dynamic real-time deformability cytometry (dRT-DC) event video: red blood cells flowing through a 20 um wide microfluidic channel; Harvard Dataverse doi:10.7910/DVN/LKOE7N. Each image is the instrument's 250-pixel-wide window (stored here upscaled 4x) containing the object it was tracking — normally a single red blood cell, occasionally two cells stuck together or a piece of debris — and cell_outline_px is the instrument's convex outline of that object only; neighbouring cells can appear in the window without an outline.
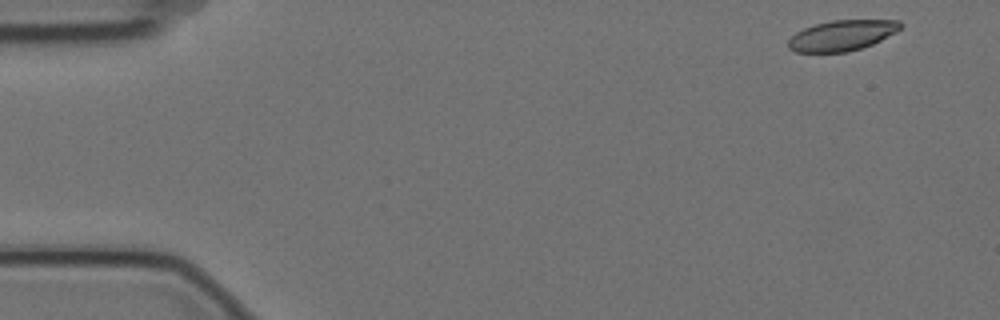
{"species": "Egyptian fruit bat (a non-hibernating species)", "species_latin": "Rousettus aegyptiacus", "temperature_condition": "cold", "stored_images_in_passage": 4, "camera_frame_rate_fps": 3000, "um_per_image_px": 0.085, "animal": {"sex": "female"}, "frame": {"image": 1, "passage_image": 1, "time_ms": 0.0, "image_size_px": [1000, 320], "cell_outline_px": [[904, 24], [896, 32], [872, 44], [848, 52], [796, 52], [788, 48], [788, 40], [796, 32], [804, 28], [816, 24], [832, 20], [900, 20]], "centroid_in_image_um": [71.57, 3.01], "position_along_channel_um": 13.4, "area_um2": 19.88}}
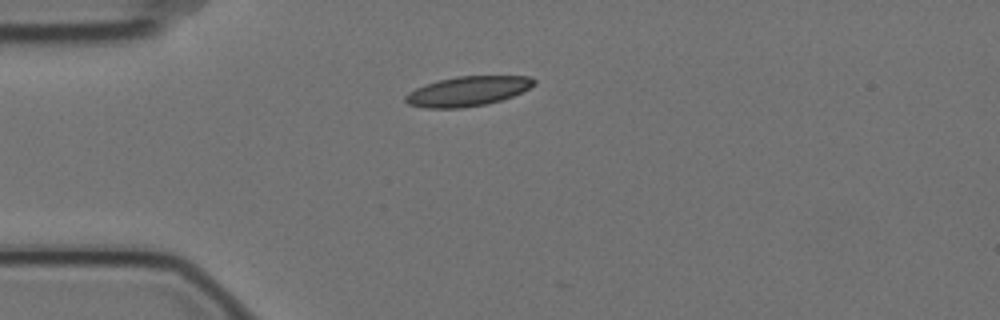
{"frame": {"image": 2, "passage_image": 4, "time_ms": 1.0, "image_size_px": [1000, 320], "cell_outline_px": [[536, 84], [512, 96], [488, 104], [464, 108], [424, 108], [408, 104], [404, 100], [404, 96], [408, 92], [416, 88], [440, 80], [456, 76], [532, 76], [536, 80]], "centroid_in_image_um": [39.75, 7.76], "position_along_channel_um": 45.3, "area_um2": 22.25}}